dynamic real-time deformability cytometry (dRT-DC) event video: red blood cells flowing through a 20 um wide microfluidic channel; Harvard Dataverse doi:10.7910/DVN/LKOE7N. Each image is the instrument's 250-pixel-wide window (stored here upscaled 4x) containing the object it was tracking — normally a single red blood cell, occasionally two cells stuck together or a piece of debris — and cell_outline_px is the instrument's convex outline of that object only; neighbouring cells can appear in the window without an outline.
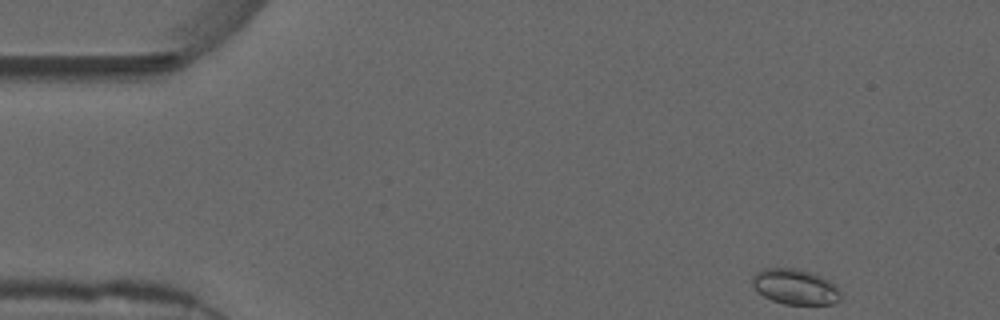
{"species": "common noctule bat (a hibernating species)", "species_latin": "Nyctalus noctula", "temperature_condition": "warm", "stored_images_in_passage": 52, "camera_frame_rate_fps": 3000, "um_per_image_px": 0.085, "animal": {"sex": "male", "forearm_length_mm": 52.5}, "frame": {"image": 1, "passage_image": 1, "time_ms": 0.0, "image_size_px": [1000, 320], "cell_outline_px": [[840, 300], [832, 304], [784, 304], [772, 300], [764, 296], [752, 284], [752, 276], [760, 268], [796, 268], [812, 272], [824, 276], [836, 284], [840, 288]], "centroid_in_image_um": [67.63, 24.35], "position_along_channel_um": 17.4, "area_um2": 18.5}}
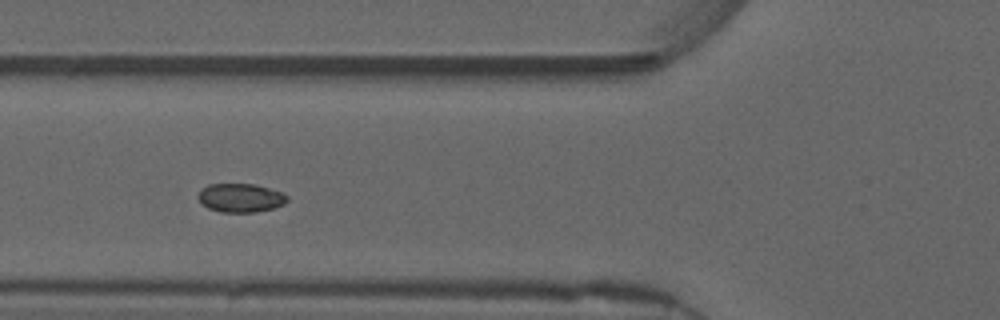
{"frame": {"image": 2, "passage_image": 16, "time_ms": 5.0, "image_size_px": [1000, 320], "cell_outline_px": [[288, 200], [284, 204], [272, 208], [256, 212], [220, 212], [208, 208], [200, 204], [196, 196], [200, 188], [208, 184], [256, 184], [280, 192], [288, 196]], "centroid_in_image_um": [20.38, 16.81], "position_along_channel_um": 105.4, "area_um2": 15.09}}
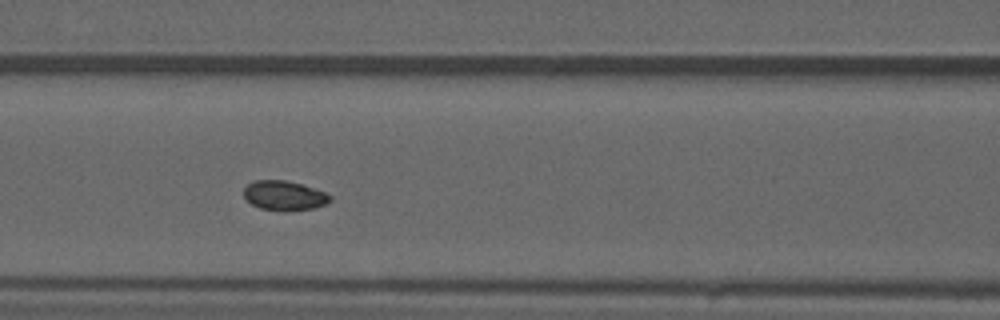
{"frame": {"image": 3, "passage_image": 19, "time_ms": 6.0, "image_size_px": [1000, 320], "cell_outline_px": [[332, 200], [324, 204], [312, 208], [260, 208], [252, 204], [244, 196], [244, 188], [248, 184], [256, 180], [284, 180], [304, 184], [316, 188], [332, 196]], "centroid_in_image_um": [24.18, 16.56], "position_along_channel_um": 142.4, "area_um2": 14.22}}